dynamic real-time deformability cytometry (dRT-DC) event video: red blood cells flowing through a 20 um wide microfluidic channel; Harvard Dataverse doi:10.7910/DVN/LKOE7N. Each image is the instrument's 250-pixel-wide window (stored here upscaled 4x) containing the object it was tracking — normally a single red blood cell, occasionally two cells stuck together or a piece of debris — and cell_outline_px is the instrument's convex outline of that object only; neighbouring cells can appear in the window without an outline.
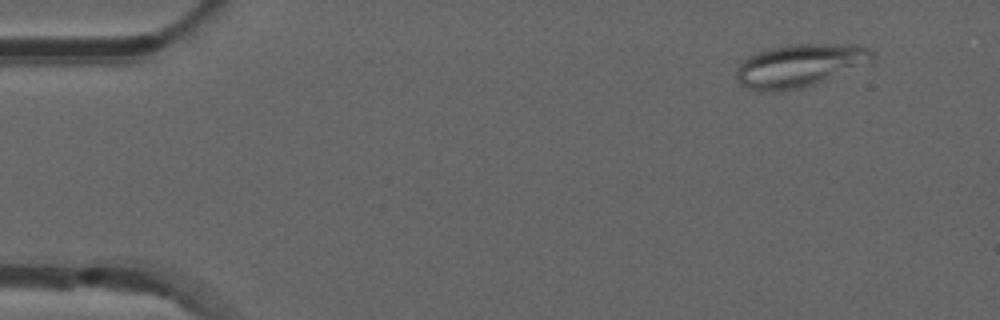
{"species": "common noctule bat (a hibernating species)", "species_latin": "Nyctalus noctula", "temperature_condition": "room temperature", "stored_images_in_passage": 5, "camera_frame_rate_fps": 3000, "um_per_image_px": 0.085, "animal": {"sex": "male", "forearm_length_mm": 52.5}, "frame": {"image": 1, "passage_image": 2, "time_ms": 0.333, "image_size_px": [1000, 320], "cell_outline_px": [[876, 60], [872, 64], [816, 84], [800, 88], [772, 92], [760, 92], [748, 88], [740, 84], [736, 80], [736, 68], [748, 56], [756, 52], [768, 48], [788, 44], [860, 44], [876, 52]], "centroid_in_image_um": [68.06, 5.56], "position_along_channel_um": 16.9, "area_um2": 35.08}}